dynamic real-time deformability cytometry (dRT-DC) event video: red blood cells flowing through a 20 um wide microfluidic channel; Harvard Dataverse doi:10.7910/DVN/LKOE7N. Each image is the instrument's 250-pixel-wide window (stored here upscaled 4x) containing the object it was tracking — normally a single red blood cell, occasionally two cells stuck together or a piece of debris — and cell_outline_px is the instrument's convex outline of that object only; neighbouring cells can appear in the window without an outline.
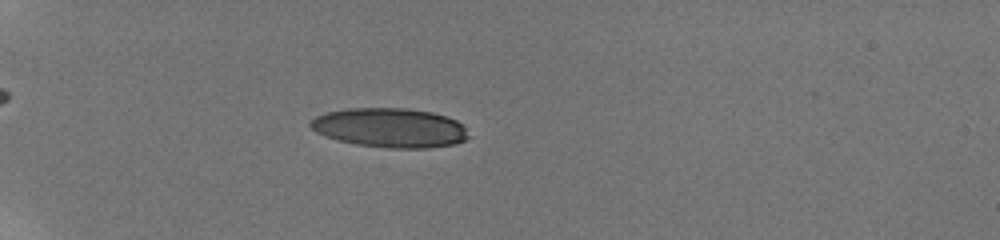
{"species": "human", "species_latin": "Homo sapiens", "temperature_condition": "room temperature", "stored_images_in_passage": 30, "camera_frame_rate_fps": 3000, "um_per_image_px": 0.085, "donor": {"sex": "male"}, "frame": {"image": 1, "passage_image": 13, "time_ms": 6.333, "image_size_px": [1000, 240], "cell_outline_px": [[468, 136], [464, 140], [456, 144], [428, 148], [388, 148], [356, 144], [336, 140], [324, 136], [316, 132], [308, 124], [316, 116], [324, 112], [348, 108], [408, 108], [432, 112], [448, 116], [464, 124]], "centroid_in_image_um": [33.15, 10.85], "position_along_channel_um": 51.9, "area_um2": 36.59}}
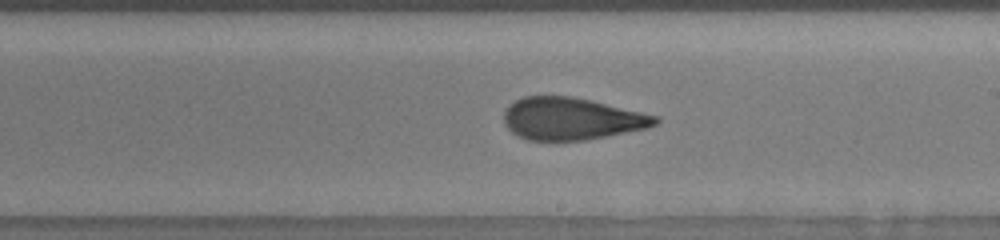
{"frame": {"image": 2, "passage_image": 26, "time_ms": 12.333, "image_size_px": [1000, 240], "cell_outline_px": [[660, 120], [656, 124], [648, 128], [588, 140], [528, 140], [512, 132], [504, 124], [504, 112], [508, 104], [524, 96], [572, 96], [592, 100], [660, 116]], "centroid_in_image_um": [48.61, 10.08], "position_along_channel_um": 240.4, "area_um2": 37.51}}
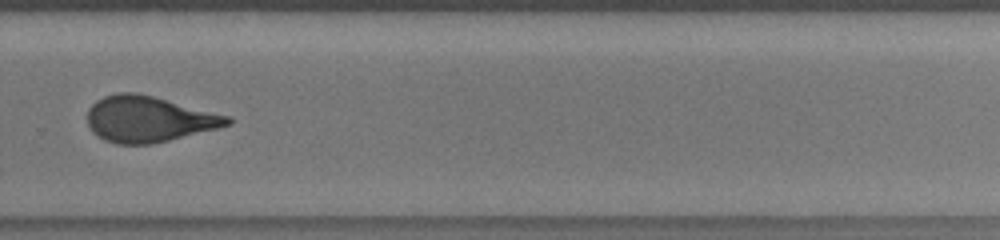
{"frame": {"image": 3, "passage_image": 29, "time_ms": 14.333, "image_size_px": [1000, 240], "cell_outline_px": [[232, 124], [220, 128], [152, 144], [116, 144], [104, 140], [92, 132], [88, 124], [88, 108], [96, 100], [104, 96], [116, 92], [136, 92], [232, 116]], "centroid_in_image_um": [12.65, 10.12], "position_along_channel_um": 317.1, "area_um2": 37.74}}